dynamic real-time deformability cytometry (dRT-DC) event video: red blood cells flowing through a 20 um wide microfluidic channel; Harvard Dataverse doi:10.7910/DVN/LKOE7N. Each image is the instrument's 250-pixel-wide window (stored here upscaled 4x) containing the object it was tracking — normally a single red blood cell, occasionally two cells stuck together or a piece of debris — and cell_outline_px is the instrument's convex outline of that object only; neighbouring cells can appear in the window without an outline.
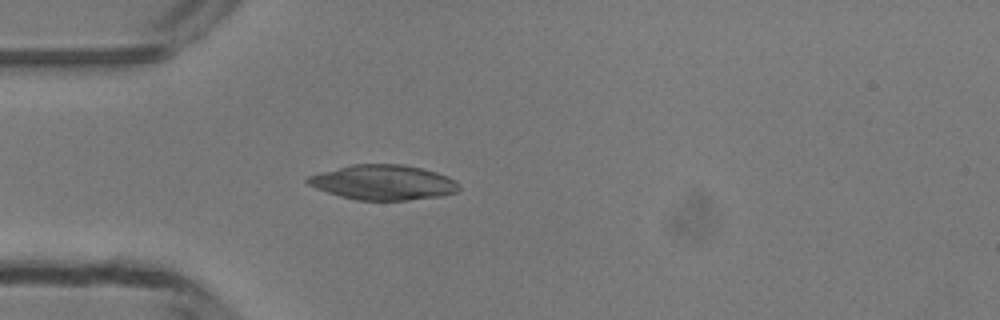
{"species": "common noctule bat (a hibernating species)", "species_latin": "Nyctalus noctula", "temperature_condition": "room temperature", "stored_images_in_passage": 34, "camera_frame_rate_fps": 3000, "um_per_image_px": 0.085, "animal": {"sex": "male", "body_mass_g": 13.3}, "frame": {"image": 1, "passage_image": 7, "time_ms": 2.0, "image_size_px": [1000, 320], "cell_outline_px": [[460, 188], [456, 192], [444, 196], [408, 200], [356, 200], [340, 196], [316, 188], [308, 184], [304, 180], [308, 176], [320, 172], [352, 164], [400, 164], [420, 168], [436, 172], [448, 176], [456, 180], [460, 184]], "centroid_in_image_um": [32.6, 15.51], "position_along_channel_um": 52.4, "area_um2": 30.92}}
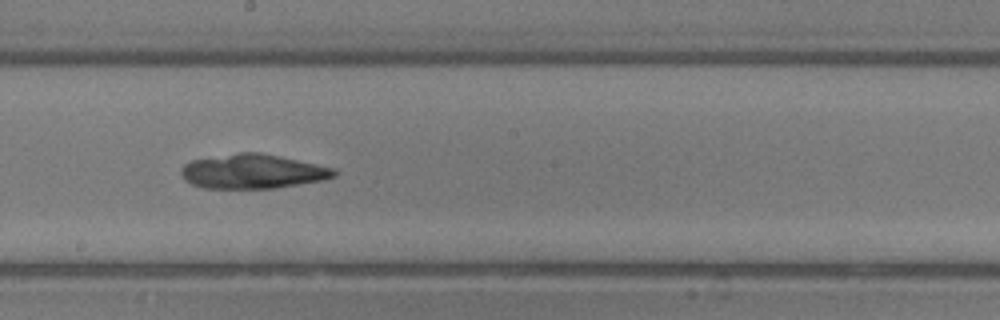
{"frame": {"image": 2, "passage_image": 20, "time_ms": 6.333, "image_size_px": [1000, 320], "cell_outline_px": [[336, 176], [324, 180], [276, 188], [204, 188], [192, 184], [184, 180], [180, 176], [180, 168], [184, 164], [192, 160], [240, 152], [260, 152], [316, 164], [332, 168], [336, 172]], "centroid_in_image_um": [21.44, 14.58], "position_along_channel_um": 226.8, "area_um2": 30.58}}
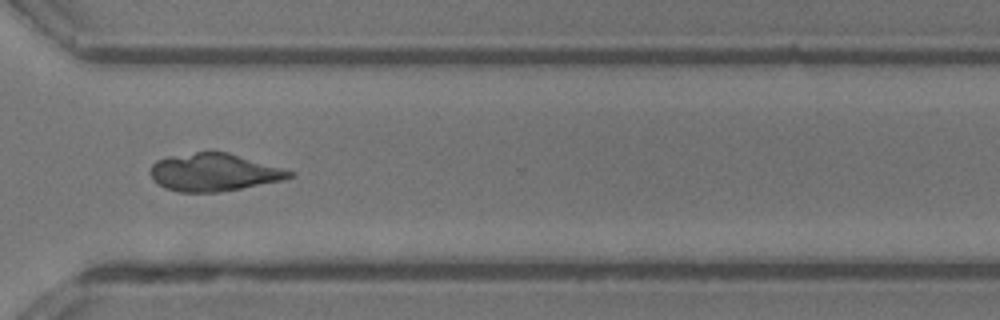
{"frame": {"image": 3, "passage_image": 29, "time_ms": 9.333, "image_size_px": [1000, 320], "cell_outline_px": [[296, 172], [292, 176], [284, 180], [220, 192], [180, 192], [164, 188], [152, 180], [148, 172], [152, 164], [156, 160], [168, 156], [196, 152], [228, 152]], "centroid_in_image_um": [18.14, 14.65], "position_along_channel_um": 352.5, "area_um2": 30.69}}